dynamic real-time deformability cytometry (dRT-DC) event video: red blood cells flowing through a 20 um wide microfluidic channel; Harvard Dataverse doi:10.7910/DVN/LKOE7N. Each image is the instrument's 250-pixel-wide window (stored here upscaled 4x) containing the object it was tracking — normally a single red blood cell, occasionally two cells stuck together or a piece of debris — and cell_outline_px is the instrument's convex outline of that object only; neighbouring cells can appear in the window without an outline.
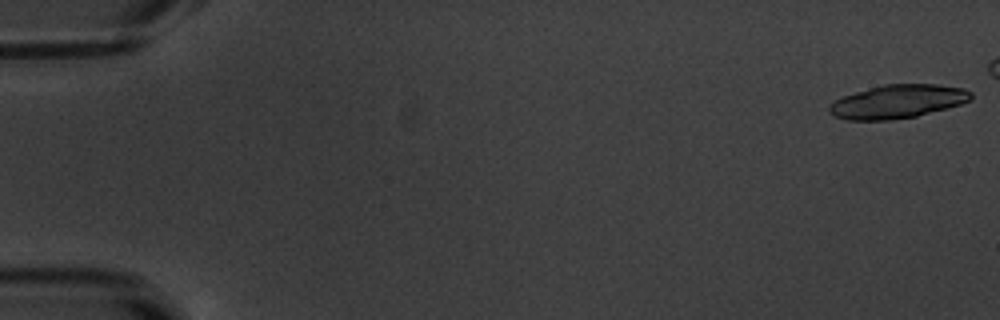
{"species": "common noctule bat (a hibernating species)", "species_latin": "Nyctalus noctula", "temperature_condition": "warm", "stored_images_in_passage": 8, "camera_frame_rate_fps": 3000, "um_per_image_px": 0.085, "animal": {"sex": "male", "body_mass_g": 20.1, "forearm_length_mm": 53.5}, "frame": {"image": 1, "passage_image": 1, "time_ms": 0.0, "image_size_px": [1000, 320], "cell_outline_px": [[972, 96], [968, 100], [960, 104], [916, 116], [892, 120], [848, 120], [836, 116], [828, 112], [828, 108], [836, 100], [844, 96], [856, 92], [884, 84], [936, 84], [964, 88], [972, 92]], "centroid_in_image_um": [76.31, 8.63], "position_along_channel_um": 8.7, "area_um2": 27.34}}